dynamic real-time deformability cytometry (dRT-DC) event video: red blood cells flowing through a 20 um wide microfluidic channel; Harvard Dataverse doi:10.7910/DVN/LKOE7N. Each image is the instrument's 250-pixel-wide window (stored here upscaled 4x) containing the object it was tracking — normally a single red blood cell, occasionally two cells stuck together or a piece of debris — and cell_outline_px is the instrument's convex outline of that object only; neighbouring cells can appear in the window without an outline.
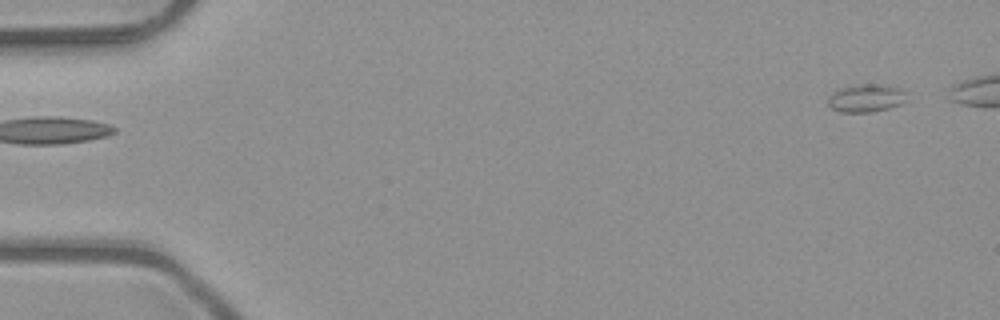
{"species": "common noctule bat (a hibernating species)", "species_latin": "Nyctalus noctula", "temperature_condition": "room temperature", "stored_images_in_passage": 4, "segment_of_instrument_passage": [2, 2], "camera_frame_rate_fps": 3000, "um_per_image_px": 0.085, "animal": {"sex": "male", "body_mass_g": 23.1, "forearm_length_mm": 52.7}, "frame": {"image": 1, "passage_image": 4, "time_ms": 1.0, "image_size_px": [1000, 320], "cell_outline_px": [[908, 100], [900, 104], [888, 108], [872, 112], [840, 112], [832, 108], [828, 104], [828, 96], [836, 88], [864, 84], [884, 84], [900, 88], [904, 92]], "centroid_in_image_um": [73.6, 8.33], "position_along_channel_um": 11.4, "area_um2": 12.95}}